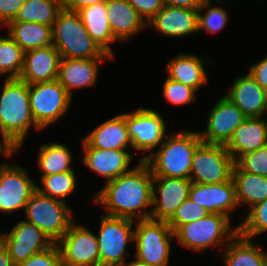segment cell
<instances>
[{"mask_svg": "<svg viewBox=\"0 0 267 266\" xmlns=\"http://www.w3.org/2000/svg\"><path fill=\"white\" fill-rule=\"evenodd\" d=\"M24 50L7 33L0 36V75L19 78L24 65Z\"/></svg>", "mask_w": 267, "mask_h": 266, "instance_id": "obj_33", "label": "cell"}, {"mask_svg": "<svg viewBox=\"0 0 267 266\" xmlns=\"http://www.w3.org/2000/svg\"><path fill=\"white\" fill-rule=\"evenodd\" d=\"M74 221L56 243L62 266H99V245L96 234Z\"/></svg>", "mask_w": 267, "mask_h": 266, "instance_id": "obj_12", "label": "cell"}, {"mask_svg": "<svg viewBox=\"0 0 267 266\" xmlns=\"http://www.w3.org/2000/svg\"><path fill=\"white\" fill-rule=\"evenodd\" d=\"M37 156V166L43 173L41 176L74 170L71 166L72 153L65 144L59 142L45 143L39 147Z\"/></svg>", "mask_w": 267, "mask_h": 266, "instance_id": "obj_31", "label": "cell"}, {"mask_svg": "<svg viewBox=\"0 0 267 266\" xmlns=\"http://www.w3.org/2000/svg\"><path fill=\"white\" fill-rule=\"evenodd\" d=\"M197 14L198 10L164 5L147 27L154 28L166 38L190 36L198 32Z\"/></svg>", "mask_w": 267, "mask_h": 266, "instance_id": "obj_21", "label": "cell"}, {"mask_svg": "<svg viewBox=\"0 0 267 266\" xmlns=\"http://www.w3.org/2000/svg\"><path fill=\"white\" fill-rule=\"evenodd\" d=\"M84 156L83 164L92 172L101 175L107 181H112L122 174L129 172L131 160L135 154L128 150H104L90 147L84 140L82 141Z\"/></svg>", "mask_w": 267, "mask_h": 266, "instance_id": "obj_18", "label": "cell"}, {"mask_svg": "<svg viewBox=\"0 0 267 266\" xmlns=\"http://www.w3.org/2000/svg\"><path fill=\"white\" fill-rule=\"evenodd\" d=\"M228 93L229 98L247 118L267 114V92L248 73L235 78Z\"/></svg>", "mask_w": 267, "mask_h": 266, "instance_id": "obj_19", "label": "cell"}, {"mask_svg": "<svg viewBox=\"0 0 267 266\" xmlns=\"http://www.w3.org/2000/svg\"><path fill=\"white\" fill-rule=\"evenodd\" d=\"M125 121L132 141V150L147 153L140 158L141 161L148 158L152 150L162 144L168 133L163 115L151 108L141 106L134 112L125 113Z\"/></svg>", "mask_w": 267, "mask_h": 266, "instance_id": "obj_11", "label": "cell"}, {"mask_svg": "<svg viewBox=\"0 0 267 266\" xmlns=\"http://www.w3.org/2000/svg\"><path fill=\"white\" fill-rule=\"evenodd\" d=\"M75 171L62 172L48 176H41V186L36 189L51 198L66 202L65 198L75 191L77 181Z\"/></svg>", "mask_w": 267, "mask_h": 266, "instance_id": "obj_34", "label": "cell"}, {"mask_svg": "<svg viewBox=\"0 0 267 266\" xmlns=\"http://www.w3.org/2000/svg\"><path fill=\"white\" fill-rule=\"evenodd\" d=\"M162 87L163 97L170 104L184 106L197 100L195 89L170 78H166Z\"/></svg>", "mask_w": 267, "mask_h": 266, "instance_id": "obj_37", "label": "cell"}, {"mask_svg": "<svg viewBox=\"0 0 267 266\" xmlns=\"http://www.w3.org/2000/svg\"><path fill=\"white\" fill-rule=\"evenodd\" d=\"M107 0H61L62 9L78 12L81 9Z\"/></svg>", "mask_w": 267, "mask_h": 266, "instance_id": "obj_45", "label": "cell"}, {"mask_svg": "<svg viewBox=\"0 0 267 266\" xmlns=\"http://www.w3.org/2000/svg\"><path fill=\"white\" fill-rule=\"evenodd\" d=\"M207 215H209V212L204 207L187 198L167 223L175 232L181 225L200 220Z\"/></svg>", "mask_w": 267, "mask_h": 266, "instance_id": "obj_38", "label": "cell"}, {"mask_svg": "<svg viewBox=\"0 0 267 266\" xmlns=\"http://www.w3.org/2000/svg\"><path fill=\"white\" fill-rule=\"evenodd\" d=\"M237 226L238 233L249 239L267 232V199L251 207L245 219Z\"/></svg>", "mask_w": 267, "mask_h": 266, "instance_id": "obj_36", "label": "cell"}, {"mask_svg": "<svg viewBox=\"0 0 267 266\" xmlns=\"http://www.w3.org/2000/svg\"><path fill=\"white\" fill-rule=\"evenodd\" d=\"M235 164L242 171L267 177V146L241 156Z\"/></svg>", "mask_w": 267, "mask_h": 266, "instance_id": "obj_39", "label": "cell"}, {"mask_svg": "<svg viewBox=\"0 0 267 266\" xmlns=\"http://www.w3.org/2000/svg\"><path fill=\"white\" fill-rule=\"evenodd\" d=\"M148 23L164 7L163 0H127Z\"/></svg>", "mask_w": 267, "mask_h": 266, "instance_id": "obj_41", "label": "cell"}, {"mask_svg": "<svg viewBox=\"0 0 267 266\" xmlns=\"http://www.w3.org/2000/svg\"><path fill=\"white\" fill-rule=\"evenodd\" d=\"M15 266H62L60 251L56 243L48 249L32 255L26 261Z\"/></svg>", "mask_w": 267, "mask_h": 266, "instance_id": "obj_40", "label": "cell"}, {"mask_svg": "<svg viewBox=\"0 0 267 266\" xmlns=\"http://www.w3.org/2000/svg\"><path fill=\"white\" fill-rule=\"evenodd\" d=\"M83 140L93 148L104 150H127L132 148V141L125 121V113L105 120L87 134Z\"/></svg>", "mask_w": 267, "mask_h": 266, "instance_id": "obj_25", "label": "cell"}, {"mask_svg": "<svg viewBox=\"0 0 267 266\" xmlns=\"http://www.w3.org/2000/svg\"><path fill=\"white\" fill-rule=\"evenodd\" d=\"M136 221L102 214L97 236L99 245V266H127L129 243H134Z\"/></svg>", "mask_w": 267, "mask_h": 266, "instance_id": "obj_8", "label": "cell"}, {"mask_svg": "<svg viewBox=\"0 0 267 266\" xmlns=\"http://www.w3.org/2000/svg\"><path fill=\"white\" fill-rule=\"evenodd\" d=\"M234 164L225 145L202 142L194 152L189 180L199 184L229 181Z\"/></svg>", "mask_w": 267, "mask_h": 266, "instance_id": "obj_10", "label": "cell"}, {"mask_svg": "<svg viewBox=\"0 0 267 266\" xmlns=\"http://www.w3.org/2000/svg\"><path fill=\"white\" fill-rule=\"evenodd\" d=\"M246 118L224 94L209 110L206 129L199 131L200 137L203 143L226 145Z\"/></svg>", "mask_w": 267, "mask_h": 266, "instance_id": "obj_15", "label": "cell"}, {"mask_svg": "<svg viewBox=\"0 0 267 266\" xmlns=\"http://www.w3.org/2000/svg\"><path fill=\"white\" fill-rule=\"evenodd\" d=\"M166 135L160 148L144 161L153 177L189 179L195 150L203 142L199 130H180Z\"/></svg>", "mask_w": 267, "mask_h": 266, "instance_id": "obj_2", "label": "cell"}, {"mask_svg": "<svg viewBox=\"0 0 267 266\" xmlns=\"http://www.w3.org/2000/svg\"><path fill=\"white\" fill-rule=\"evenodd\" d=\"M152 193L151 168L139 159L129 172L106 182L92 201L104 207L105 215L138 221L150 219Z\"/></svg>", "mask_w": 267, "mask_h": 266, "instance_id": "obj_1", "label": "cell"}, {"mask_svg": "<svg viewBox=\"0 0 267 266\" xmlns=\"http://www.w3.org/2000/svg\"><path fill=\"white\" fill-rule=\"evenodd\" d=\"M0 241L15 265L54 244L40 228L25 219L16 223L10 231L0 232Z\"/></svg>", "mask_w": 267, "mask_h": 266, "instance_id": "obj_14", "label": "cell"}, {"mask_svg": "<svg viewBox=\"0 0 267 266\" xmlns=\"http://www.w3.org/2000/svg\"><path fill=\"white\" fill-rule=\"evenodd\" d=\"M52 41L61 58L113 60L91 38L78 12L62 9L52 26Z\"/></svg>", "mask_w": 267, "mask_h": 266, "instance_id": "obj_4", "label": "cell"}, {"mask_svg": "<svg viewBox=\"0 0 267 266\" xmlns=\"http://www.w3.org/2000/svg\"><path fill=\"white\" fill-rule=\"evenodd\" d=\"M0 93V130L22 147L31 128L42 131L31 113L28 84L5 78Z\"/></svg>", "mask_w": 267, "mask_h": 266, "instance_id": "obj_3", "label": "cell"}, {"mask_svg": "<svg viewBox=\"0 0 267 266\" xmlns=\"http://www.w3.org/2000/svg\"><path fill=\"white\" fill-rule=\"evenodd\" d=\"M189 198L209 214H224L229 218L239 206L233 178L216 184L191 183Z\"/></svg>", "mask_w": 267, "mask_h": 266, "instance_id": "obj_17", "label": "cell"}, {"mask_svg": "<svg viewBox=\"0 0 267 266\" xmlns=\"http://www.w3.org/2000/svg\"><path fill=\"white\" fill-rule=\"evenodd\" d=\"M0 266H15L11 261L7 248L0 241Z\"/></svg>", "mask_w": 267, "mask_h": 266, "instance_id": "obj_47", "label": "cell"}, {"mask_svg": "<svg viewBox=\"0 0 267 266\" xmlns=\"http://www.w3.org/2000/svg\"><path fill=\"white\" fill-rule=\"evenodd\" d=\"M175 239L184 248L204 252L228 243L238 234V226L231 227V220L224 214H209L200 220L181 225L175 232Z\"/></svg>", "mask_w": 267, "mask_h": 266, "instance_id": "obj_5", "label": "cell"}, {"mask_svg": "<svg viewBox=\"0 0 267 266\" xmlns=\"http://www.w3.org/2000/svg\"><path fill=\"white\" fill-rule=\"evenodd\" d=\"M28 88L31 113L42 130L69 112L72 97L58 80L30 84Z\"/></svg>", "mask_w": 267, "mask_h": 266, "instance_id": "obj_9", "label": "cell"}, {"mask_svg": "<svg viewBox=\"0 0 267 266\" xmlns=\"http://www.w3.org/2000/svg\"><path fill=\"white\" fill-rule=\"evenodd\" d=\"M107 15L113 36L121 43L146 29L147 23L127 0H107Z\"/></svg>", "mask_w": 267, "mask_h": 266, "instance_id": "obj_26", "label": "cell"}, {"mask_svg": "<svg viewBox=\"0 0 267 266\" xmlns=\"http://www.w3.org/2000/svg\"><path fill=\"white\" fill-rule=\"evenodd\" d=\"M24 211L26 221L40 228L53 243H57L75 221L67 202L44 195L37 189Z\"/></svg>", "mask_w": 267, "mask_h": 266, "instance_id": "obj_7", "label": "cell"}, {"mask_svg": "<svg viewBox=\"0 0 267 266\" xmlns=\"http://www.w3.org/2000/svg\"><path fill=\"white\" fill-rule=\"evenodd\" d=\"M136 252L132 260L143 266H169L171 240L175 233L166 221L152 219L135 222Z\"/></svg>", "mask_w": 267, "mask_h": 266, "instance_id": "obj_6", "label": "cell"}, {"mask_svg": "<svg viewBox=\"0 0 267 266\" xmlns=\"http://www.w3.org/2000/svg\"><path fill=\"white\" fill-rule=\"evenodd\" d=\"M225 146L234 162L247 153L267 146V118H246Z\"/></svg>", "mask_w": 267, "mask_h": 266, "instance_id": "obj_23", "label": "cell"}, {"mask_svg": "<svg viewBox=\"0 0 267 266\" xmlns=\"http://www.w3.org/2000/svg\"><path fill=\"white\" fill-rule=\"evenodd\" d=\"M0 154L11 157L17 154V151L21 148L17 145L6 133L0 131Z\"/></svg>", "mask_w": 267, "mask_h": 266, "instance_id": "obj_44", "label": "cell"}, {"mask_svg": "<svg viewBox=\"0 0 267 266\" xmlns=\"http://www.w3.org/2000/svg\"><path fill=\"white\" fill-rule=\"evenodd\" d=\"M25 0H0V26L6 27L16 17Z\"/></svg>", "mask_w": 267, "mask_h": 266, "instance_id": "obj_42", "label": "cell"}, {"mask_svg": "<svg viewBox=\"0 0 267 266\" xmlns=\"http://www.w3.org/2000/svg\"><path fill=\"white\" fill-rule=\"evenodd\" d=\"M28 172L19 164H0V211L10 214L24 210L25 205L36 190Z\"/></svg>", "mask_w": 267, "mask_h": 266, "instance_id": "obj_13", "label": "cell"}, {"mask_svg": "<svg viewBox=\"0 0 267 266\" xmlns=\"http://www.w3.org/2000/svg\"><path fill=\"white\" fill-rule=\"evenodd\" d=\"M127 266H143V265H140V264L134 262V261L131 259L130 264L127 265Z\"/></svg>", "mask_w": 267, "mask_h": 266, "instance_id": "obj_48", "label": "cell"}, {"mask_svg": "<svg viewBox=\"0 0 267 266\" xmlns=\"http://www.w3.org/2000/svg\"><path fill=\"white\" fill-rule=\"evenodd\" d=\"M209 58L198 56L197 54L179 53L167 63V78L187 85L197 92L201 86L208 82V75L205 66L213 63Z\"/></svg>", "mask_w": 267, "mask_h": 266, "instance_id": "obj_24", "label": "cell"}, {"mask_svg": "<svg viewBox=\"0 0 267 266\" xmlns=\"http://www.w3.org/2000/svg\"><path fill=\"white\" fill-rule=\"evenodd\" d=\"M190 187L191 181L186 178L153 177L150 219L168 222L177 208L189 198Z\"/></svg>", "mask_w": 267, "mask_h": 266, "instance_id": "obj_16", "label": "cell"}, {"mask_svg": "<svg viewBox=\"0 0 267 266\" xmlns=\"http://www.w3.org/2000/svg\"><path fill=\"white\" fill-rule=\"evenodd\" d=\"M61 10V0H25L11 22H37L52 27Z\"/></svg>", "mask_w": 267, "mask_h": 266, "instance_id": "obj_32", "label": "cell"}, {"mask_svg": "<svg viewBox=\"0 0 267 266\" xmlns=\"http://www.w3.org/2000/svg\"><path fill=\"white\" fill-rule=\"evenodd\" d=\"M225 266H266L267 251L239 233L224 248Z\"/></svg>", "mask_w": 267, "mask_h": 266, "instance_id": "obj_28", "label": "cell"}, {"mask_svg": "<svg viewBox=\"0 0 267 266\" xmlns=\"http://www.w3.org/2000/svg\"><path fill=\"white\" fill-rule=\"evenodd\" d=\"M78 13L91 38L105 53L114 58L115 53L110 43H114L118 40L113 36L110 29L106 2L85 7L78 11Z\"/></svg>", "mask_w": 267, "mask_h": 266, "instance_id": "obj_27", "label": "cell"}, {"mask_svg": "<svg viewBox=\"0 0 267 266\" xmlns=\"http://www.w3.org/2000/svg\"><path fill=\"white\" fill-rule=\"evenodd\" d=\"M7 33L24 52L53 45L52 27L37 22H10Z\"/></svg>", "mask_w": 267, "mask_h": 266, "instance_id": "obj_29", "label": "cell"}, {"mask_svg": "<svg viewBox=\"0 0 267 266\" xmlns=\"http://www.w3.org/2000/svg\"><path fill=\"white\" fill-rule=\"evenodd\" d=\"M205 0H163L164 5L198 10Z\"/></svg>", "mask_w": 267, "mask_h": 266, "instance_id": "obj_46", "label": "cell"}, {"mask_svg": "<svg viewBox=\"0 0 267 266\" xmlns=\"http://www.w3.org/2000/svg\"><path fill=\"white\" fill-rule=\"evenodd\" d=\"M232 178L236 187V198L239 207H253L267 199V177L242 171L234 164Z\"/></svg>", "mask_w": 267, "mask_h": 266, "instance_id": "obj_30", "label": "cell"}, {"mask_svg": "<svg viewBox=\"0 0 267 266\" xmlns=\"http://www.w3.org/2000/svg\"><path fill=\"white\" fill-rule=\"evenodd\" d=\"M247 73L267 92V56L249 66Z\"/></svg>", "mask_w": 267, "mask_h": 266, "instance_id": "obj_43", "label": "cell"}, {"mask_svg": "<svg viewBox=\"0 0 267 266\" xmlns=\"http://www.w3.org/2000/svg\"><path fill=\"white\" fill-rule=\"evenodd\" d=\"M106 59L61 58L57 80L73 98L75 89L95 86L99 75V64Z\"/></svg>", "mask_w": 267, "mask_h": 266, "instance_id": "obj_22", "label": "cell"}, {"mask_svg": "<svg viewBox=\"0 0 267 266\" xmlns=\"http://www.w3.org/2000/svg\"><path fill=\"white\" fill-rule=\"evenodd\" d=\"M214 1L226 5L227 0H205L202 3L197 14L198 32L204 30L206 33H216L224 29L228 23L227 9L223 6H212Z\"/></svg>", "mask_w": 267, "mask_h": 266, "instance_id": "obj_35", "label": "cell"}, {"mask_svg": "<svg viewBox=\"0 0 267 266\" xmlns=\"http://www.w3.org/2000/svg\"><path fill=\"white\" fill-rule=\"evenodd\" d=\"M60 60L54 45L26 51L19 79L28 85L57 80Z\"/></svg>", "mask_w": 267, "mask_h": 266, "instance_id": "obj_20", "label": "cell"}]
</instances>
